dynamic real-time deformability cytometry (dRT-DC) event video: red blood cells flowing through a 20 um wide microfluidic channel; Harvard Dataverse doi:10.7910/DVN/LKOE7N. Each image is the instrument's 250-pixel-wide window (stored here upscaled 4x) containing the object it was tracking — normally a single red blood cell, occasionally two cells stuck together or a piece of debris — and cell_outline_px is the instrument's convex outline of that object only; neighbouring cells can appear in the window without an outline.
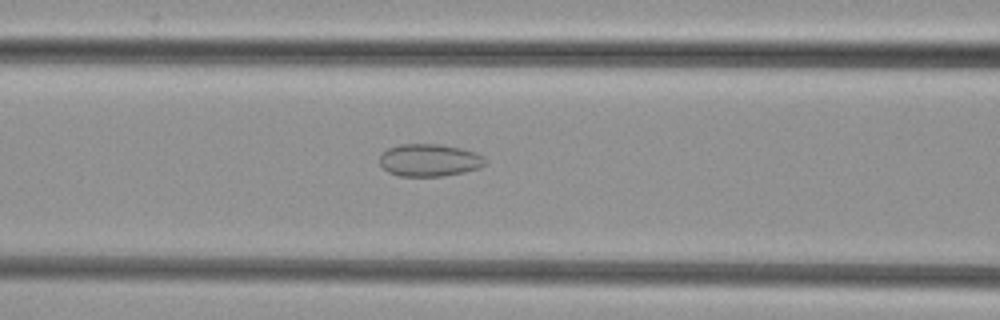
{"species": "common noctule bat (a hibernating species)", "species_latin": "Nyctalus noctula", "temperature_condition": "cold", "stored_images_in_passage": 37, "camera_frame_rate_fps": 3000, "um_per_image_px": 0.085, "animal": {"sex": "female", "body_mass_g": 29.2, "forearm_length_mm": 56.3}, "frame": {"image": 1, "passage_image": 7, "time_ms": 2.0, "image_size_px": [1000, 320], "cell_outline_px": [[488, 160], [480, 168], [464, 172], [444, 176], [400, 176], [388, 172], [380, 164], [380, 156], [388, 148], [400, 144], [440, 144], [460, 148], [476, 152], [484, 156]], "centroid_in_image_um": [36.53, 13.61], "position_along_channel_um": 130.1, "area_um2": 20.06}}
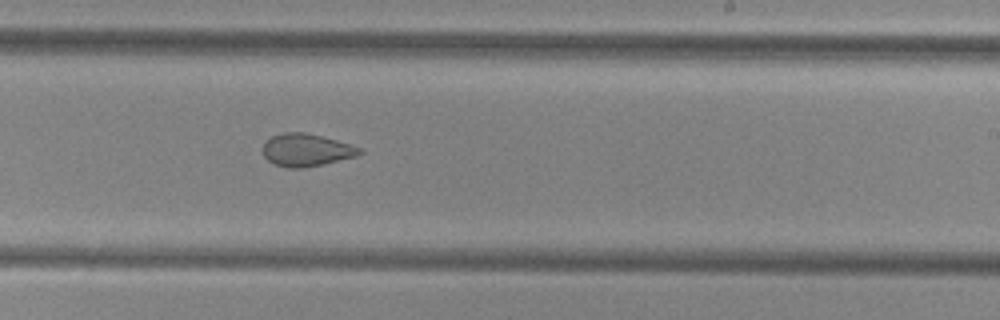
{"frame": {"image": 2, "passage_image": 17, "time_ms": 5.333, "image_size_px": [1000, 320], "cell_outline_px": [[364, 152], [356, 156], [324, 164], [304, 168], [288, 168], [276, 164], [268, 160], [264, 156], [264, 140], [272, 136], [284, 132], [304, 132], [336, 140], [360, 148]], "centroid_in_image_um": [26.02, 12.75], "position_along_channel_um": 263.0, "area_um2": 18.21}}
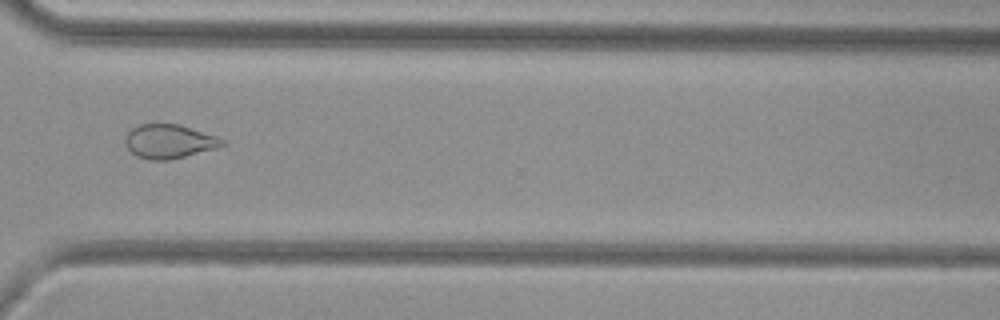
{"frame": {"image": 3, "passage_image": 24, "time_ms": 7.667, "image_size_px": [1000, 320], "cell_outline_px": [[228, 144], [216, 148], [168, 160], [152, 160], [136, 156], [128, 148], [124, 140], [128, 132], [132, 128], [140, 124], [180, 124], [216, 136], [224, 140]], "centroid_in_image_um": [14.38, 12.01], "position_along_channel_um": 356.2, "area_um2": 19.07}}